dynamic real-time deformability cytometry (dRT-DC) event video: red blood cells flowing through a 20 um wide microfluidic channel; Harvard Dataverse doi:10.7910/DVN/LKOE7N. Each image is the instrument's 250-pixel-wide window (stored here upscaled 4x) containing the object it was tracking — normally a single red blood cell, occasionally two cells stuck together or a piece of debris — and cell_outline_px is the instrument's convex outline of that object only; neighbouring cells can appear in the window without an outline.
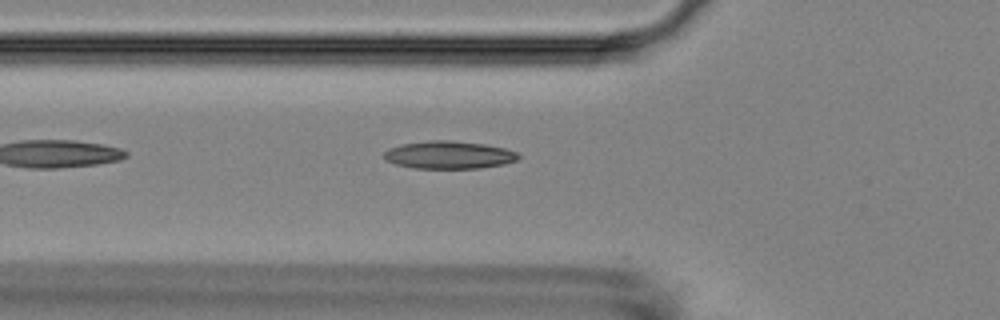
{"species": "Egyptian fruit bat (a non-hibernating species)", "species_latin": "Rousettus aegyptiacus", "temperature_condition": "room temperature", "stored_images_in_passage": 5, "camera_frame_rate_fps": 3000, "um_per_image_px": 0.085, "animal": {"sex": "female"}, "frame": {"image": 1, "passage_image": 5, "time_ms": 4.667, "image_size_px": [1000, 320], "cell_outline_px": [[520, 156], [516, 160], [504, 164], [480, 168], [412, 168], [396, 164], [384, 160], [384, 152], [388, 148], [404, 144], [428, 140], [448, 140], [484, 144], [504, 148], [520, 152]], "centroid_in_image_um": [38.16, 13.17], "position_along_channel_um": 87.6, "area_um2": 21.73}}